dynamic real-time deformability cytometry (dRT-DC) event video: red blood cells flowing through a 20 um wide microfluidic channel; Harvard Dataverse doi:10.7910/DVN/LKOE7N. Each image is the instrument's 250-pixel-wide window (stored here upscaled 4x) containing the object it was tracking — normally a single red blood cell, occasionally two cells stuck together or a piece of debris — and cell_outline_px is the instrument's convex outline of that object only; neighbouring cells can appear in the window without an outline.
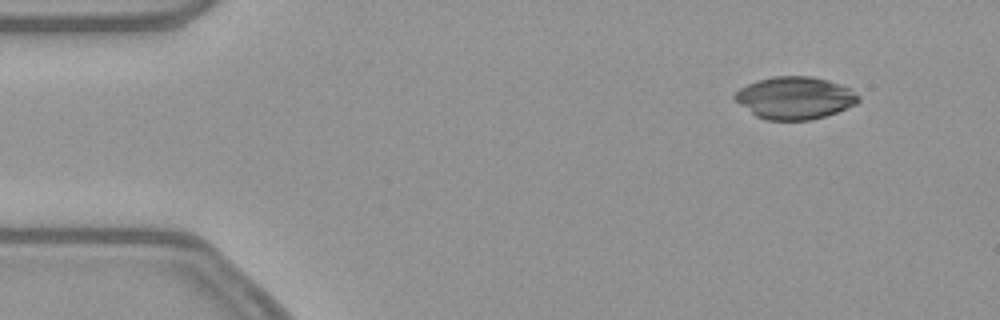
{"species": "common noctule bat (a hibernating species)", "species_latin": "Nyctalus noctula", "temperature_condition": "warm", "stored_images_in_passage": 52, "camera_frame_rate_fps": 3000, "um_per_image_px": 0.085, "animal": {"sex": "female", "body_mass_g": 21.9}, "frame": {"image": 1, "passage_image": 5, "time_ms": 1.333, "image_size_px": [1000, 320], "cell_outline_px": [[860, 100], [856, 104], [836, 112], [812, 120], [764, 120], [756, 116], [740, 104], [732, 96], [740, 88], [748, 84], [772, 76], [812, 76], [828, 80], [840, 84], [848, 88], [860, 96]], "centroid_in_image_um": [67.57, 8.32], "position_along_channel_um": 17.4, "area_um2": 30.4}}
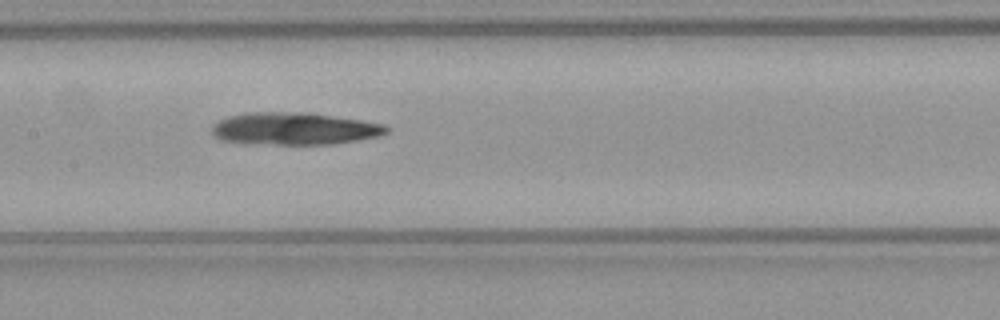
{"frame": {"image": 2, "passage_image": 25, "time_ms": 8.0, "image_size_px": [1000, 320], "cell_outline_px": [[388, 132], [380, 136], [332, 144], [244, 144], [220, 140], [212, 132], [212, 124], [228, 116], [248, 112], [308, 112], [360, 120], [384, 124], [388, 128]], "centroid_in_image_um": [24.97, 10.94], "position_along_channel_um": 182.4, "area_um2": 33.06}}
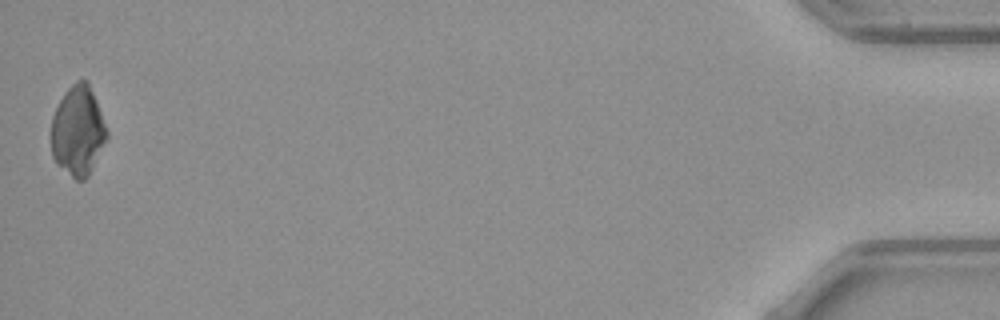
{"frame": {"image": 3, "passage_image": 52, "time_ms": 17.0, "image_size_px": [1000, 320], "cell_outline_px": [[108, 136], [88, 176], [84, 180], [76, 180], [56, 164], [52, 156], [52, 116], [60, 100], [68, 88], [76, 80], [88, 80], [108, 132]], "centroid_in_image_um": [6.62, 11.13], "position_along_channel_um": 428.6, "area_um2": 28.78}}